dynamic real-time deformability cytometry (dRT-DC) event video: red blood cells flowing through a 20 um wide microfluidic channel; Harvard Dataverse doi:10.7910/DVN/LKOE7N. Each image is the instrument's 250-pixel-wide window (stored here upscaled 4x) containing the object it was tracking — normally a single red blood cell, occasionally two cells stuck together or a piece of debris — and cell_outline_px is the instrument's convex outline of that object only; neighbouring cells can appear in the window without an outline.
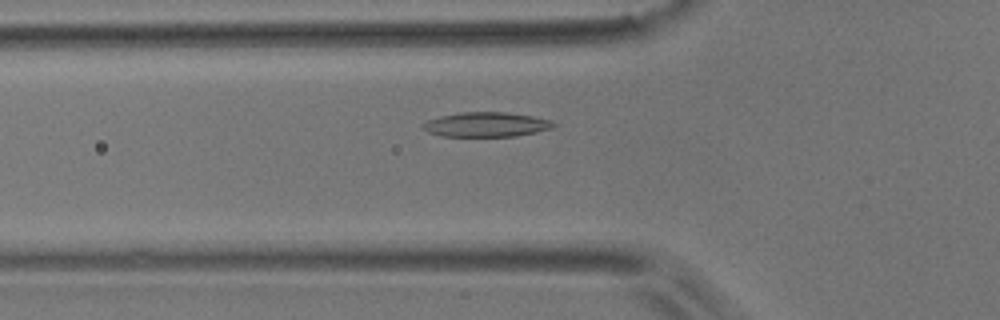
{"species": "common noctule bat (a hibernating species)", "species_latin": "Nyctalus noctula", "temperature_condition": "room temperature", "stored_images_in_passage": 50, "camera_frame_rate_fps": 3000, "um_per_image_px": 0.085, "animal": {"sex": "male", "body_mass_g": 17.9}, "frame": {"image": 1, "passage_image": 14, "time_ms": 4.333, "image_size_px": [1000, 320], "cell_outline_px": [[556, 124], [552, 128], [536, 132], [516, 136], [440, 136], [428, 132], [420, 124], [428, 120], [440, 116], [460, 112], [508, 112], [532, 116], [548, 120]], "centroid_in_image_um": [41.3, 10.58], "position_along_channel_um": 84.5, "area_um2": 18.67}}
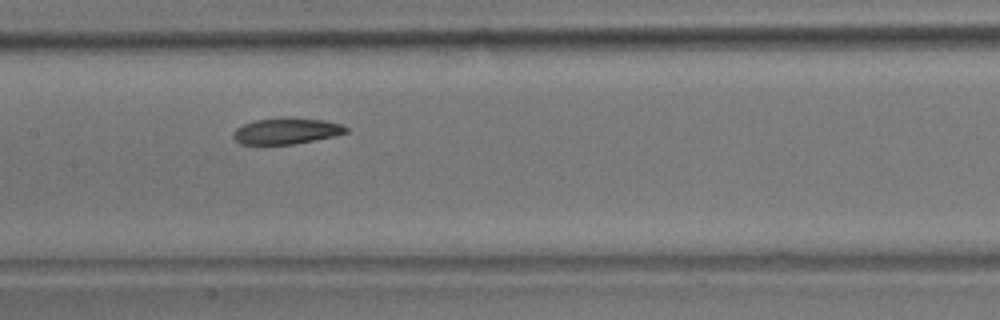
{"frame": {"image": 2, "passage_image": 22, "time_ms": 7.0, "image_size_px": [1000, 320], "cell_outline_px": [[348, 132], [336, 136], [292, 144], [240, 144], [232, 136], [232, 132], [236, 128], [244, 124], [256, 120], [280, 116], [288, 116], [324, 120], [340, 124], [348, 128]], "centroid_in_image_um": [24.34, 11.11], "position_along_channel_um": 183.1, "area_um2": 17.46}}
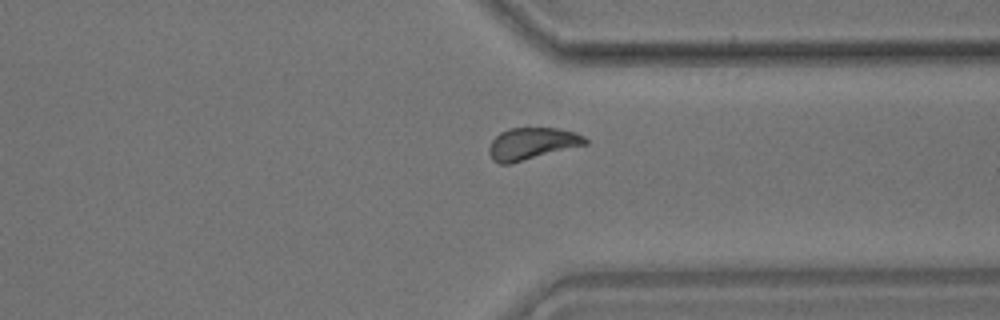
{"frame": {"image": 3, "passage_image": 37, "time_ms": 12.0, "image_size_px": [1000, 320], "cell_outline_px": [[588, 144], [508, 164], [500, 164], [492, 160], [488, 152], [488, 148], [492, 140], [500, 132], [508, 128], [556, 128], [576, 132], [584, 136], [588, 140]], "centroid_in_image_um": [45.21, 12.2], "position_along_channel_um": 366.2, "area_um2": 17.92}, "authors_computed_cell_mechanics": {"area_um2": 18.1203, "velocity_mm_per_s": 3.6712, "shape_relaxation_time_tau1_ms": 8.1106, "shape_relaxation_time_tau2_ms": 4.956, "deformation_change_tau1": 0.1595, "deformation_change_tau2": 0.1059}}